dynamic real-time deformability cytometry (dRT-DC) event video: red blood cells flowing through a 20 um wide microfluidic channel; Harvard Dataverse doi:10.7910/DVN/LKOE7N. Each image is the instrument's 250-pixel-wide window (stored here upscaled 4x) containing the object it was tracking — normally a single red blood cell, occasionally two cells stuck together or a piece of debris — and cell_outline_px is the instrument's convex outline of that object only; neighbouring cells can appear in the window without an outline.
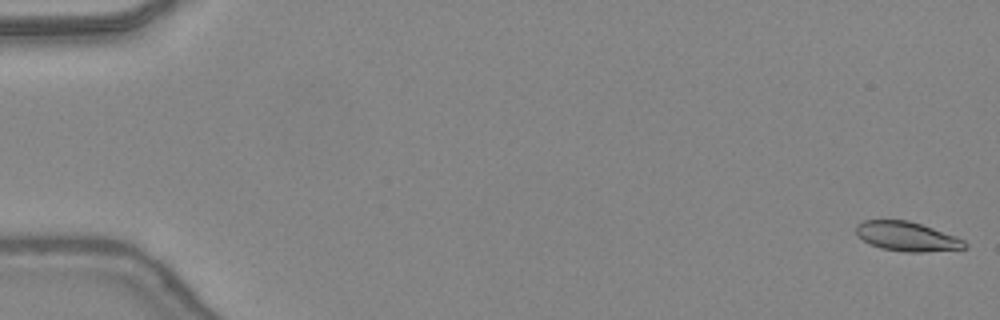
{"species": "common noctule bat (a hibernating species)", "species_latin": "Nyctalus noctula", "temperature_condition": "warm", "stored_images_in_passage": 49, "camera_frame_rate_fps": 3000, "um_per_image_px": 0.085, "animal": {"sex": "female", "body_mass_g": 24.6, "forearm_length_mm": 56.2}, "frame": {"image": 1, "passage_image": 1, "time_ms": 0.0, "image_size_px": [1000, 320], "cell_outline_px": [[968, 248], [924, 252], [904, 252], [880, 248], [864, 240], [856, 232], [856, 224], [864, 220], [908, 220], [956, 236], [964, 240], [968, 244]], "centroid_in_image_um": [77.12, 20.1], "position_along_channel_um": 7.9, "area_um2": 18.5}}
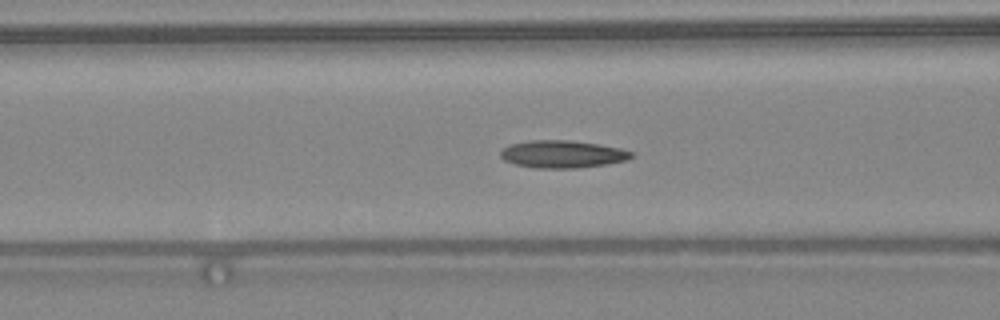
{"frame": {"image": 2, "passage_image": 20, "time_ms": 6.333, "image_size_px": [1000, 320], "cell_outline_px": [[636, 156], [628, 160], [608, 164], [576, 168], [536, 168], [516, 164], [504, 160], [500, 156], [500, 152], [504, 148], [512, 144], [528, 140], [568, 140], [600, 144], [620, 148], [636, 152]], "centroid_in_image_um": [47.89, 13.1], "position_along_channel_um": 118.7, "area_um2": 21.15}}
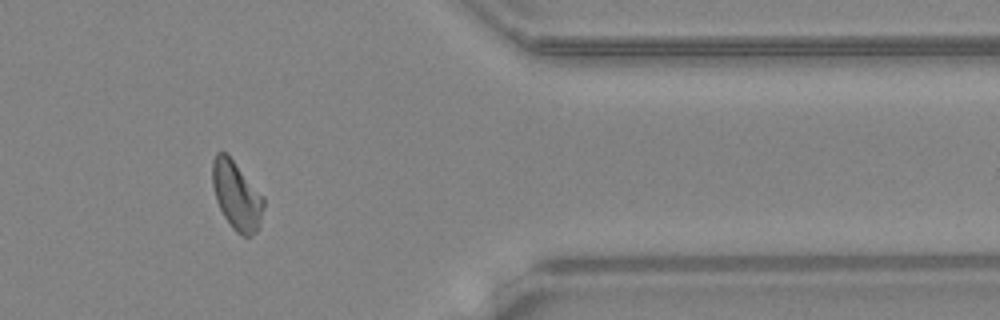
{"frame": {"image": 3, "passage_image": 40, "time_ms": 13.0, "image_size_px": [1000, 320], "cell_outline_px": [[264, 208], [260, 224], [256, 232], [252, 236], [244, 236], [236, 232], [232, 228], [224, 216], [216, 200], [212, 184], [212, 160], [216, 152], [228, 152], [264, 196]], "centroid_in_image_um": [20.12, 16.58], "position_along_channel_um": 391.3, "area_um2": 20.87}, "authors_computed_cell_mechanics": {"area_um2": 19.941, "velocity_mm_per_s": 4.3951, "shape_relaxation_time_tau1_ms": 5.4235, "shape_relaxation_time_tau2_ms": 3.5315, "deformation_change_tau1": 0.1922, "deformation_change_tau2": 0.0918}}